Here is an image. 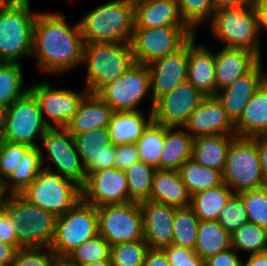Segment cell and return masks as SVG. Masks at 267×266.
Returning <instances> with one entry per match:
<instances>
[{
  "instance_id": "cell-39",
  "label": "cell",
  "mask_w": 267,
  "mask_h": 266,
  "mask_svg": "<svg viewBox=\"0 0 267 266\" xmlns=\"http://www.w3.org/2000/svg\"><path fill=\"white\" fill-rule=\"evenodd\" d=\"M231 247L236 251L256 254L267 251V229L247 222L231 235Z\"/></svg>"
},
{
  "instance_id": "cell-49",
  "label": "cell",
  "mask_w": 267,
  "mask_h": 266,
  "mask_svg": "<svg viewBox=\"0 0 267 266\" xmlns=\"http://www.w3.org/2000/svg\"><path fill=\"white\" fill-rule=\"evenodd\" d=\"M138 161H140V159L136 144H122L116 146V168L122 171H126Z\"/></svg>"
},
{
  "instance_id": "cell-57",
  "label": "cell",
  "mask_w": 267,
  "mask_h": 266,
  "mask_svg": "<svg viewBox=\"0 0 267 266\" xmlns=\"http://www.w3.org/2000/svg\"><path fill=\"white\" fill-rule=\"evenodd\" d=\"M255 0H214L215 9L254 5Z\"/></svg>"
},
{
  "instance_id": "cell-55",
  "label": "cell",
  "mask_w": 267,
  "mask_h": 266,
  "mask_svg": "<svg viewBox=\"0 0 267 266\" xmlns=\"http://www.w3.org/2000/svg\"><path fill=\"white\" fill-rule=\"evenodd\" d=\"M16 251L12 245L0 241V265L12 266Z\"/></svg>"
},
{
  "instance_id": "cell-40",
  "label": "cell",
  "mask_w": 267,
  "mask_h": 266,
  "mask_svg": "<svg viewBox=\"0 0 267 266\" xmlns=\"http://www.w3.org/2000/svg\"><path fill=\"white\" fill-rule=\"evenodd\" d=\"M199 218L190 206L176 208L172 243L194 250Z\"/></svg>"
},
{
  "instance_id": "cell-9",
  "label": "cell",
  "mask_w": 267,
  "mask_h": 266,
  "mask_svg": "<svg viewBox=\"0 0 267 266\" xmlns=\"http://www.w3.org/2000/svg\"><path fill=\"white\" fill-rule=\"evenodd\" d=\"M50 127L45 123L37 99L28 91L12 105L2 109L0 139L37 147V137Z\"/></svg>"
},
{
  "instance_id": "cell-10",
  "label": "cell",
  "mask_w": 267,
  "mask_h": 266,
  "mask_svg": "<svg viewBox=\"0 0 267 266\" xmlns=\"http://www.w3.org/2000/svg\"><path fill=\"white\" fill-rule=\"evenodd\" d=\"M99 234L97 207L82 199L57 217L54 238L49 248L64 259L83 242Z\"/></svg>"
},
{
  "instance_id": "cell-45",
  "label": "cell",
  "mask_w": 267,
  "mask_h": 266,
  "mask_svg": "<svg viewBox=\"0 0 267 266\" xmlns=\"http://www.w3.org/2000/svg\"><path fill=\"white\" fill-rule=\"evenodd\" d=\"M217 222L230 235L248 222L244 203L238 193H233L227 200Z\"/></svg>"
},
{
  "instance_id": "cell-60",
  "label": "cell",
  "mask_w": 267,
  "mask_h": 266,
  "mask_svg": "<svg viewBox=\"0 0 267 266\" xmlns=\"http://www.w3.org/2000/svg\"><path fill=\"white\" fill-rule=\"evenodd\" d=\"M12 0H0V11Z\"/></svg>"
},
{
  "instance_id": "cell-16",
  "label": "cell",
  "mask_w": 267,
  "mask_h": 266,
  "mask_svg": "<svg viewBox=\"0 0 267 266\" xmlns=\"http://www.w3.org/2000/svg\"><path fill=\"white\" fill-rule=\"evenodd\" d=\"M205 98L190 82L185 81L154 101L153 121L164 126L183 127Z\"/></svg>"
},
{
  "instance_id": "cell-18",
  "label": "cell",
  "mask_w": 267,
  "mask_h": 266,
  "mask_svg": "<svg viewBox=\"0 0 267 266\" xmlns=\"http://www.w3.org/2000/svg\"><path fill=\"white\" fill-rule=\"evenodd\" d=\"M189 60V39L176 51L147 64L150 76L151 106L163 94L187 81Z\"/></svg>"
},
{
  "instance_id": "cell-24",
  "label": "cell",
  "mask_w": 267,
  "mask_h": 266,
  "mask_svg": "<svg viewBox=\"0 0 267 266\" xmlns=\"http://www.w3.org/2000/svg\"><path fill=\"white\" fill-rule=\"evenodd\" d=\"M134 28L187 26L177 0H133Z\"/></svg>"
},
{
  "instance_id": "cell-54",
  "label": "cell",
  "mask_w": 267,
  "mask_h": 266,
  "mask_svg": "<svg viewBox=\"0 0 267 266\" xmlns=\"http://www.w3.org/2000/svg\"><path fill=\"white\" fill-rule=\"evenodd\" d=\"M253 6L257 14L259 33L263 29L267 31V0H255Z\"/></svg>"
},
{
  "instance_id": "cell-50",
  "label": "cell",
  "mask_w": 267,
  "mask_h": 266,
  "mask_svg": "<svg viewBox=\"0 0 267 266\" xmlns=\"http://www.w3.org/2000/svg\"><path fill=\"white\" fill-rule=\"evenodd\" d=\"M0 241L12 245L16 250L24 248L17 240L15 224L0 210Z\"/></svg>"
},
{
  "instance_id": "cell-28",
  "label": "cell",
  "mask_w": 267,
  "mask_h": 266,
  "mask_svg": "<svg viewBox=\"0 0 267 266\" xmlns=\"http://www.w3.org/2000/svg\"><path fill=\"white\" fill-rule=\"evenodd\" d=\"M152 121V111H149L148 118L140 109L113 112L107 126L111 143L115 146L136 144Z\"/></svg>"
},
{
  "instance_id": "cell-5",
  "label": "cell",
  "mask_w": 267,
  "mask_h": 266,
  "mask_svg": "<svg viewBox=\"0 0 267 266\" xmlns=\"http://www.w3.org/2000/svg\"><path fill=\"white\" fill-rule=\"evenodd\" d=\"M2 210L15 224L18 242L24 247H49L57 217L30 204L20 194L7 195Z\"/></svg>"
},
{
  "instance_id": "cell-27",
  "label": "cell",
  "mask_w": 267,
  "mask_h": 266,
  "mask_svg": "<svg viewBox=\"0 0 267 266\" xmlns=\"http://www.w3.org/2000/svg\"><path fill=\"white\" fill-rule=\"evenodd\" d=\"M234 129L237 137L267 136V79L246 104Z\"/></svg>"
},
{
  "instance_id": "cell-13",
  "label": "cell",
  "mask_w": 267,
  "mask_h": 266,
  "mask_svg": "<svg viewBox=\"0 0 267 266\" xmlns=\"http://www.w3.org/2000/svg\"><path fill=\"white\" fill-rule=\"evenodd\" d=\"M150 91V76L146 65L135 63L121 77L104 86L97 95L115 111L138 110Z\"/></svg>"
},
{
  "instance_id": "cell-14",
  "label": "cell",
  "mask_w": 267,
  "mask_h": 266,
  "mask_svg": "<svg viewBox=\"0 0 267 266\" xmlns=\"http://www.w3.org/2000/svg\"><path fill=\"white\" fill-rule=\"evenodd\" d=\"M56 170L48 163L43 169L71 179L81 187L87 175L77 152L74 137L64 128L50 127L40 139Z\"/></svg>"
},
{
  "instance_id": "cell-46",
  "label": "cell",
  "mask_w": 267,
  "mask_h": 266,
  "mask_svg": "<svg viewBox=\"0 0 267 266\" xmlns=\"http://www.w3.org/2000/svg\"><path fill=\"white\" fill-rule=\"evenodd\" d=\"M60 260L49 247H28L16 251L12 266H56Z\"/></svg>"
},
{
  "instance_id": "cell-20",
  "label": "cell",
  "mask_w": 267,
  "mask_h": 266,
  "mask_svg": "<svg viewBox=\"0 0 267 266\" xmlns=\"http://www.w3.org/2000/svg\"><path fill=\"white\" fill-rule=\"evenodd\" d=\"M183 128L193 137L235 135L234 124L216 97H206L190 114Z\"/></svg>"
},
{
  "instance_id": "cell-36",
  "label": "cell",
  "mask_w": 267,
  "mask_h": 266,
  "mask_svg": "<svg viewBox=\"0 0 267 266\" xmlns=\"http://www.w3.org/2000/svg\"><path fill=\"white\" fill-rule=\"evenodd\" d=\"M22 66L17 62H0V108L12 105L23 97L29 88L24 89Z\"/></svg>"
},
{
  "instance_id": "cell-29",
  "label": "cell",
  "mask_w": 267,
  "mask_h": 266,
  "mask_svg": "<svg viewBox=\"0 0 267 266\" xmlns=\"http://www.w3.org/2000/svg\"><path fill=\"white\" fill-rule=\"evenodd\" d=\"M190 199L179 171L157 169L154 172L149 201L180 208L190 206Z\"/></svg>"
},
{
  "instance_id": "cell-59",
  "label": "cell",
  "mask_w": 267,
  "mask_h": 266,
  "mask_svg": "<svg viewBox=\"0 0 267 266\" xmlns=\"http://www.w3.org/2000/svg\"><path fill=\"white\" fill-rule=\"evenodd\" d=\"M84 266H112L110 259L95 261Z\"/></svg>"
},
{
  "instance_id": "cell-11",
  "label": "cell",
  "mask_w": 267,
  "mask_h": 266,
  "mask_svg": "<svg viewBox=\"0 0 267 266\" xmlns=\"http://www.w3.org/2000/svg\"><path fill=\"white\" fill-rule=\"evenodd\" d=\"M194 33L188 26L134 28L130 41L135 63L147 65L180 48Z\"/></svg>"
},
{
  "instance_id": "cell-21",
  "label": "cell",
  "mask_w": 267,
  "mask_h": 266,
  "mask_svg": "<svg viewBox=\"0 0 267 266\" xmlns=\"http://www.w3.org/2000/svg\"><path fill=\"white\" fill-rule=\"evenodd\" d=\"M143 217V238L150 249H162L172 244L176 207L144 201L140 203Z\"/></svg>"
},
{
  "instance_id": "cell-19",
  "label": "cell",
  "mask_w": 267,
  "mask_h": 266,
  "mask_svg": "<svg viewBox=\"0 0 267 266\" xmlns=\"http://www.w3.org/2000/svg\"><path fill=\"white\" fill-rule=\"evenodd\" d=\"M86 173L115 167L116 146L111 143L107 127L73 136Z\"/></svg>"
},
{
  "instance_id": "cell-62",
  "label": "cell",
  "mask_w": 267,
  "mask_h": 266,
  "mask_svg": "<svg viewBox=\"0 0 267 266\" xmlns=\"http://www.w3.org/2000/svg\"><path fill=\"white\" fill-rule=\"evenodd\" d=\"M2 109L0 108V133H1Z\"/></svg>"
},
{
  "instance_id": "cell-25",
  "label": "cell",
  "mask_w": 267,
  "mask_h": 266,
  "mask_svg": "<svg viewBox=\"0 0 267 266\" xmlns=\"http://www.w3.org/2000/svg\"><path fill=\"white\" fill-rule=\"evenodd\" d=\"M196 34L189 38L187 81L206 97H215V56L205 45H196ZM205 46V47H204Z\"/></svg>"
},
{
  "instance_id": "cell-56",
  "label": "cell",
  "mask_w": 267,
  "mask_h": 266,
  "mask_svg": "<svg viewBox=\"0 0 267 266\" xmlns=\"http://www.w3.org/2000/svg\"><path fill=\"white\" fill-rule=\"evenodd\" d=\"M242 266H267V251L248 254L246 261H242Z\"/></svg>"
},
{
  "instance_id": "cell-51",
  "label": "cell",
  "mask_w": 267,
  "mask_h": 266,
  "mask_svg": "<svg viewBox=\"0 0 267 266\" xmlns=\"http://www.w3.org/2000/svg\"><path fill=\"white\" fill-rule=\"evenodd\" d=\"M237 251L230 247L204 260V266H242V260Z\"/></svg>"
},
{
  "instance_id": "cell-6",
  "label": "cell",
  "mask_w": 267,
  "mask_h": 266,
  "mask_svg": "<svg viewBox=\"0 0 267 266\" xmlns=\"http://www.w3.org/2000/svg\"><path fill=\"white\" fill-rule=\"evenodd\" d=\"M209 25L223 46L248 49L261 58L262 39L253 5L217 9Z\"/></svg>"
},
{
  "instance_id": "cell-17",
  "label": "cell",
  "mask_w": 267,
  "mask_h": 266,
  "mask_svg": "<svg viewBox=\"0 0 267 266\" xmlns=\"http://www.w3.org/2000/svg\"><path fill=\"white\" fill-rule=\"evenodd\" d=\"M86 175L85 184L81 187L82 200L86 203L100 207L130 202L125 171L112 167Z\"/></svg>"
},
{
  "instance_id": "cell-52",
  "label": "cell",
  "mask_w": 267,
  "mask_h": 266,
  "mask_svg": "<svg viewBox=\"0 0 267 266\" xmlns=\"http://www.w3.org/2000/svg\"><path fill=\"white\" fill-rule=\"evenodd\" d=\"M257 143V149L260 157L262 183L267 188V136L252 137Z\"/></svg>"
},
{
  "instance_id": "cell-34",
  "label": "cell",
  "mask_w": 267,
  "mask_h": 266,
  "mask_svg": "<svg viewBox=\"0 0 267 266\" xmlns=\"http://www.w3.org/2000/svg\"><path fill=\"white\" fill-rule=\"evenodd\" d=\"M230 247V234L217 221H199L194 251L203 260Z\"/></svg>"
},
{
  "instance_id": "cell-43",
  "label": "cell",
  "mask_w": 267,
  "mask_h": 266,
  "mask_svg": "<svg viewBox=\"0 0 267 266\" xmlns=\"http://www.w3.org/2000/svg\"><path fill=\"white\" fill-rule=\"evenodd\" d=\"M177 3L182 19L194 33L195 27L203 22H212L216 10L214 0H177Z\"/></svg>"
},
{
  "instance_id": "cell-58",
  "label": "cell",
  "mask_w": 267,
  "mask_h": 266,
  "mask_svg": "<svg viewBox=\"0 0 267 266\" xmlns=\"http://www.w3.org/2000/svg\"><path fill=\"white\" fill-rule=\"evenodd\" d=\"M5 195L8 194L5 191L4 182L0 181V210H2L3 203L5 201V198L7 197Z\"/></svg>"
},
{
  "instance_id": "cell-12",
  "label": "cell",
  "mask_w": 267,
  "mask_h": 266,
  "mask_svg": "<svg viewBox=\"0 0 267 266\" xmlns=\"http://www.w3.org/2000/svg\"><path fill=\"white\" fill-rule=\"evenodd\" d=\"M99 235L109 245L143 238V217L139 202L108 204L97 207Z\"/></svg>"
},
{
  "instance_id": "cell-38",
  "label": "cell",
  "mask_w": 267,
  "mask_h": 266,
  "mask_svg": "<svg viewBox=\"0 0 267 266\" xmlns=\"http://www.w3.org/2000/svg\"><path fill=\"white\" fill-rule=\"evenodd\" d=\"M156 170L155 167L138 161L125 171L130 201L141 203L150 200Z\"/></svg>"
},
{
  "instance_id": "cell-2",
  "label": "cell",
  "mask_w": 267,
  "mask_h": 266,
  "mask_svg": "<svg viewBox=\"0 0 267 266\" xmlns=\"http://www.w3.org/2000/svg\"><path fill=\"white\" fill-rule=\"evenodd\" d=\"M84 43H130L134 31L133 0H112L79 21Z\"/></svg>"
},
{
  "instance_id": "cell-32",
  "label": "cell",
  "mask_w": 267,
  "mask_h": 266,
  "mask_svg": "<svg viewBox=\"0 0 267 266\" xmlns=\"http://www.w3.org/2000/svg\"><path fill=\"white\" fill-rule=\"evenodd\" d=\"M43 154L40 145L25 151L15 172L4 182L8 195L21 194L34 181L45 166Z\"/></svg>"
},
{
  "instance_id": "cell-26",
  "label": "cell",
  "mask_w": 267,
  "mask_h": 266,
  "mask_svg": "<svg viewBox=\"0 0 267 266\" xmlns=\"http://www.w3.org/2000/svg\"><path fill=\"white\" fill-rule=\"evenodd\" d=\"M113 112L97 94L88 93L80 103L78 111L64 128L74 136L96 128L107 127Z\"/></svg>"
},
{
  "instance_id": "cell-31",
  "label": "cell",
  "mask_w": 267,
  "mask_h": 266,
  "mask_svg": "<svg viewBox=\"0 0 267 266\" xmlns=\"http://www.w3.org/2000/svg\"><path fill=\"white\" fill-rule=\"evenodd\" d=\"M236 135H210L193 139L192 159L204 167L223 172L230 142Z\"/></svg>"
},
{
  "instance_id": "cell-3",
  "label": "cell",
  "mask_w": 267,
  "mask_h": 266,
  "mask_svg": "<svg viewBox=\"0 0 267 266\" xmlns=\"http://www.w3.org/2000/svg\"><path fill=\"white\" fill-rule=\"evenodd\" d=\"M86 64L85 88L97 94L108 83L121 77L134 64L130 43H84L82 64Z\"/></svg>"
},
{
  "instance_id": "cell-30",
  "label": "cell",
  "mask_w": 267,
  "mask_h": 266,
  "mask_svg": "<svg viewBox=\"0 0 267 266\" xmlns=\"http://www.w3.org/2000/svg\"><path fill=\"white\" fill-rule=\"evenodd\" d=\"M193 139L183 127L165 126V142L160 159V170L178 171L188 159L192 158Z\"/></svg>"
},
{
  "instance_id": "cell-33",
  "label": "cell",
  "mask_w": 267,
  "mask_h": 266,
  "mask_svg": "<svg viewBox=\"0 0 267 266\" xmlns=\"http://www.w3.org/2000/svg\"><path fill=\"white\" fill-rule=\"evenodd\" d=\"M233 191L225 184L199 191L191 196L190 207L199 221H217Z\"/></svg>"
},
{
  "instance_id": "cell-8",
  "label": "cell",
  "mask_w": 267,
  "mask_h": 266,
  "mask_svg": "<svg viewBox=\"0 0 267 266\" xmlns=\"http://www.w3.org/2000/svg\"><path fill=\"white\" fill-rule=\"evenodd\" d=\"M223 183L233 193L263 188L257 143L252 137H235L229 144Z\"/></svg>"
},
{
  "instance_id": "cell-41",
  "label": "cell",
  "mask_w": 267,
  "mask_h": 266,
  "mask_svg": "<svg viewBox=\"0 0 267 266\" xmlns=\"http://www.w3.org/2000/svg\"><path fill=\"white\" fill-rule=\"evenodd\" d=\"M109 255V243L98 234L75 248L64 260L72 266H84L95 261L110 259Z\"/></svg>"
},
{
  "instance_id": "cell-53",
  "label": "cell",
  "mask_w": 267,
  "mask_h": 266,
  "mask_svg": "<svg viewBox=\"0 0 267 266\" xmlns=\"http://www.w3.org/2000/svg\"><path fill=\"white\" fill-rule=\"evenodd\" d=\"M142 266H170L162 249H149Z\"/></svg>"
},
{
  "instance_id": "cell-23",
  "label": "cell",
  "mask_w": 267,
  "mask_h": 266,
  "mask_svg": "<svg viewBox=\"0 0 267 266\" xmlns=\"http://www.w3.org/2000/svg\"><path fill=\"white\" fill-rule=\"evenodd\" d=\"M215 56V97L218 91L231 85L249 72L260 60L257 54L244 48L223 46Z\"/></svg>"
},
{
  "instance_id": "cell-1",
  "label": "cell",
  "mask_w": 267,
  "mask_h": 266,
  "mask_svg": "<svg viewBox=\"0 0 267 266\" xmlns=\"http://www.w3.org/2000/svg\"><path fill=\"white\" fill-rule=\"evenodd\" d=\"M83 35L79 22L70 26L59 13H37L33 29L32 57L39 68L52 75L82 64Z\"/></svg>"
},
{
  "instance_id": "cell-61",
  "label": "cell",
  "mask_w": 267,
  "mask_h": 266,
  "mask_svg": "<svg viewBox=\"0 0 267 266\" xmlns=\"http://www.w3.org/2000/svg\"><path fill=\"white\" fill-rule=\"evenodd\" d=\"M56 266H72L70 264H68L64 259H61Z\"/></svg>"
},
{
  "instance_id": "cell-7",
  "label": "cell",
  "mask_w": 267,
  "mask_h": 266,
  "mask_svg": "<svg viewBox=\"0 0 267 266\" xmlns=\"http://www.w3.org/2000/svg\"><path fill=\"white\" fill-rule=\"evenodd\" d=\"M20 195L30 204L59 217L82 199V190L71 179L43 169Z\"/></svg>"
},
{
  "instance_id": "cell-4",
  "label": "cell",
  "mask_w": 267,
  "mask_h": 266,
  "mask_svg": "<svg viewBox=\"0 0 267 266\" xmlns=\"http://www.w3.org/2000/svg\"><path fill=\"white\" fill-rule=\"evenodd\" d=\"M37 13L30 11V0H12L0 11V62L32 57Z\"/></svg>"
},
{
  "instance_id": "cell-44",
  "label": "cell",
  "mask_w": 267,
  "mask_h": 266,
  "mask_svg": "<svg viewBox=\"0 0 267 266\" xmlns=\"http://www.w3.org/2000/svg\"><path fill=\"white\" fill-rule=\"evenodd\" d=\"M244 203L248 222L267 229V188L238 193Z\"/></svg>"
},
{
  "instance_id": "cell-47",
  "label": "cell",
  "mask_w": 267,
  "mask_h": 266,
  "mask_svg": "<svg viewBox=\"0 0 267 266\" xmlns=\"http://www.w3.org/2000/svg\"><path fill=\"white\" fill-rule=\"evenodd\" d=\"M29 145L0 139V181L5 182L17 169Z\"/></svg>"
},
{
  "instance_id": "cell-22",
  "label": "cell",
  "mask_w": 267,
  "mask_h": 266,
  "mask_svg": "<svg viewBox=\"0 0 267 266\" xmlns=\"http://www.w3.org/2000/svg\"><path fill=\"white\" fill-rule=\"evenodd\" d=\"M266 79L267 72H263L260 60L249 72L217 92L216 98L223 104L233 124L239 119L246 104Z\"/></svg>"
},
{
  "instance_id": "cell-37",
  "label": "cell",
  "mask_w": 267,
  "mask_h": 266,
  "mask_svg": "<svg viewBox=\"0 0 267 266\" xmlns=\"http://www.w3.org/2000/svg\"><path fill=\"white\" fill-rule=\"evenodd\" d=\"M165 142V126L152 121L136 142L140 161L160 170Z\"/></svg>"
},
{
  "instance_id": "cell-15",
  "label": "cell",
  "mask_w": 267,
  "mask_h": 266,
  "mask_svg": "<svg viewBox=\"0 0 267 266\" xmlns=\"http://www.w3.org/2000/svg\"><path fill=\"white\" fill-rule=\"evenodd\" d=\"M28 88L38 101L45 123L53 128L65 127L78 111L83 98L89 93L86 88L80 91L83 93L66 88H52V85L45 81L35 83Z\"/></svg>"
},
{
  "instance_id": "cell-48",
  "label": "cell",
  "mask_w": 267,
  "mask_h": 266,
  "mask_svg": "<svg viewBox=\"0 0 267 266\" xmlns=\"http://www.w3.org/2000/svg\"><path fill=\"white\" fill-rule=\"evenodd\" d=\"M162 250L170 266H204V260L192 249L172 243Z\"/></svg>"
},
{
  "instance_id": "cell-35",
  "label": "cell",
  "mask_w": 267,
  "mask_h": 266,
  "mask_svg": "<svg viewBox=\"0 0 267 266\" xmlns=\"http://www.w3.org/2000/svg\"><path fill=\"white\" fill-rule=\"evenodd\" d=\"M178 171L190 196L223 184L222 172L204 167L192 158L188 159Z\"/></svg>"
},
{
  "instance_id": "cell-42",
  "label": "cell",
  "mask_w": 267,
  "mask_h": 266,
  "mask_svg": "<svg viewBox=\"0 0 267 266\" xmlns=\"http://www.w3.org/2000/svg\"><path fill=\"white\" fill-rule=\"evenodd\" d=\"M149 246L144 239L110 246L112 266H142Z\"/></svg>"
}]
</instances>
